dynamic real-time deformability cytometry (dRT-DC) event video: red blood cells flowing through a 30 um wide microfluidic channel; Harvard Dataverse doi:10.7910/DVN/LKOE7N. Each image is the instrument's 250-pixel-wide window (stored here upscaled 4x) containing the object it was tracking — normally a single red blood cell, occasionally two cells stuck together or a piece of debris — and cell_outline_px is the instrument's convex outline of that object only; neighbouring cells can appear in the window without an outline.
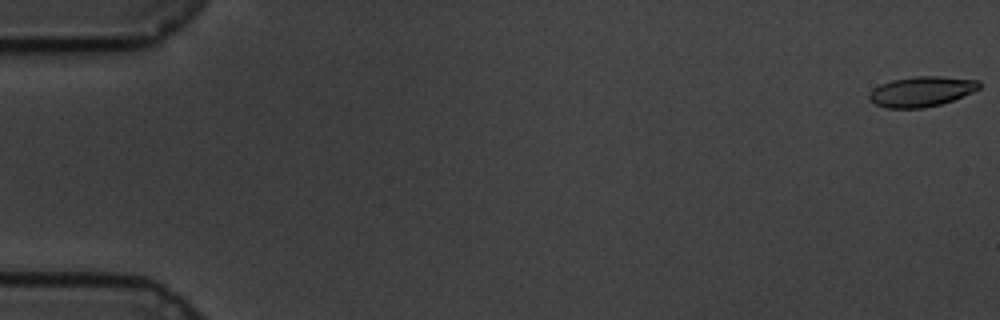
{"species": "common noctule bat (a hibernating species)", "species_latin": "Nyctalus noctula", "temperature_condition": "cold", "stored_images_in_passage": 60, "camera_frame_rate_fps": 3000, "um_per_image_px": 0.085, "animal": {"sex": "male", "body_mass_g": 19.5, "forearm_length_mm": 54.6}, "frame": {"image": 1, "passage_image": 1, "time_ms": 0.0, "image_size_px": [1000, 320], "cell_outline_px": [[980, 88], [972, 92], [952, 100], [940, 104], [924, 108], [888, 108], [876, 104], [868, 100], [868, 96], [880, 84], [892, 80], [916, 76], [940, 76], [980, 80]], "centroid_in_image_um": [78.34, 7.77], "position_along_channel_um": 6.7, "area_um2": 19.19}}
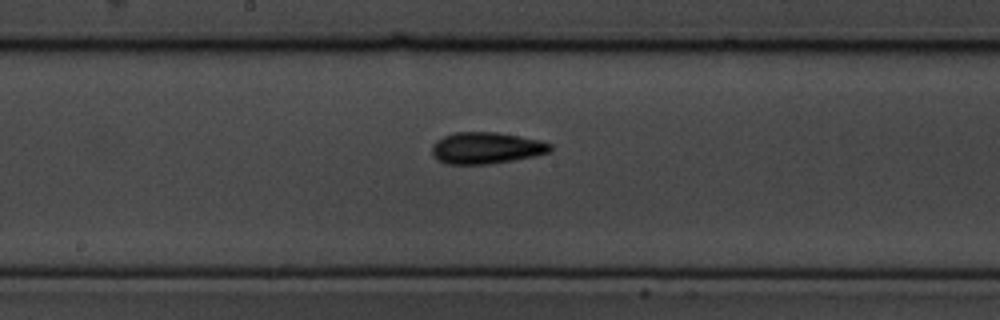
{"frame": {"image": 2, "passage_image": 32, "time_ms": 10.333, "image_size_px": [1000, 320], "cell_outline_px": [[552, 152], [536, 156], [488, 164], [448, 164], [436, 160], [432, 156], [432, 144], [436, 140], [444, 136], [456, 132], [496, 132], [520, 136], [540, 140], [552, 144]], "centroid_in_image_um": [41.33, 12.58], "position_along_channel_um": 206.9, "area_um2": 21.96}}
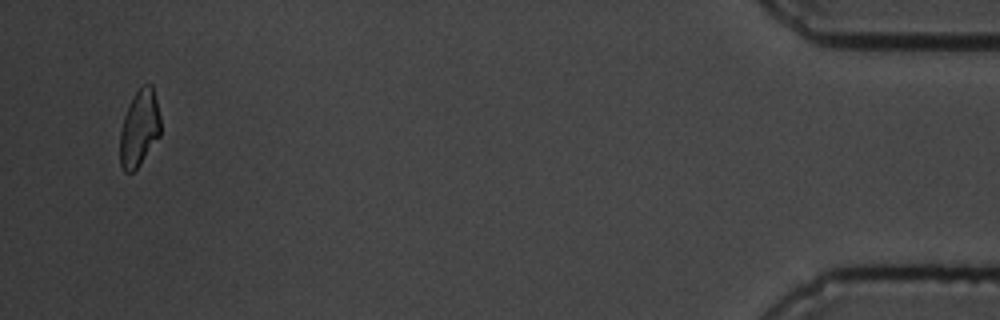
{"frame": {"image": 3, "passage_image": 58, "time_ms": 19.0, "image_size_px": [1000, 320], "cell_outline_px": [[160, 136], [140, 164], [132, 172], [124, 172], [120, 164], [120, 132], [124, 116], [128, 104], [132, 96], [144, 84], [152, 84], [160, 116]], "centroid_in_image_um": [11.84, 10.9], "position_along_channel_um": 423.4, "area_um2": 18.09}, "authors_computed_cell_mechanics": {"area_um2": 19.7387, "velocity_mm_per_s": 3.4037, "shape_relaxation_time_tau1_ms": 4.2228, "shape_relaxation_time_tau2_ms": 4.4484, "deformation_change_tau1": 0.1114, "deformation_change_tau2": 0.112}}